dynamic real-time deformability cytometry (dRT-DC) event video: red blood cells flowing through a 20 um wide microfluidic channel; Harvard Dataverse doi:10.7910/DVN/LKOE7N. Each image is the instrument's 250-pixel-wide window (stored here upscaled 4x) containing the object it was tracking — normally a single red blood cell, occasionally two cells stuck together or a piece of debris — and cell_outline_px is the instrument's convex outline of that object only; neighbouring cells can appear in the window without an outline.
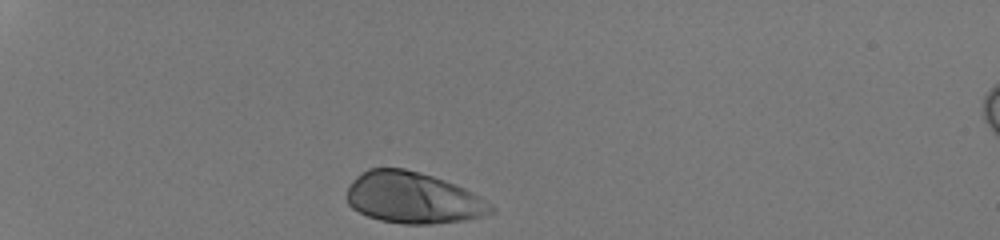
{"species": "human", "species_latin": "Homo sapiens", "temperature_condition": "room temperature", "stored_images_in_passage": 30, "camera_frame_rate_fps": 3000, "um_per_image_px": 0.085, "donor": {"sex": "male"}, "frame": {"image": 1, "passage_image": 1, "time_ms": 0.0, "image_size_px": [1000, 240], "cell_outline_px": [[496, 208], [492, 212], [484, 216], [464, 220], [428, 224], [404, 224], [380, 220], [368, 216], [352, 208], [348, 204], [348, 188], [352, 180], [356, 176], [368, 168], [404, 168], [420, 172], [444, 180], [464, 188], [472, 192], [492, 204]], "centroid_in_image_um": [35.11, 16.81], "position_along_channel_um": 49.9, "area_um2": 43.0}}
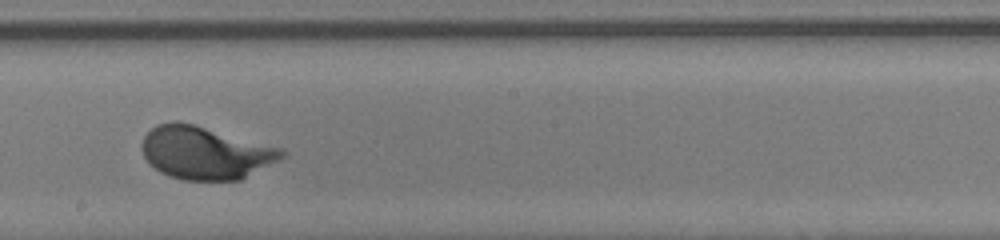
{"frame": {"image": 2, "passage_image": 18, "time_ms": 5.667, "image_size_px": [1000, 240], "cell_outline_px": [[288, 152], [280, 160], [240, 180], [184, 180], [168, 176], [160, 172], [148, 164], [144, 156], [140, 144], [144, 136], [156, 124], [172, 120], [176, 120], [192, 124], [284, 148]], "centroid_in_image_um": [17.44, 12.98], "position_along_channel_um": 230.8, "area_um2": 43.41}}
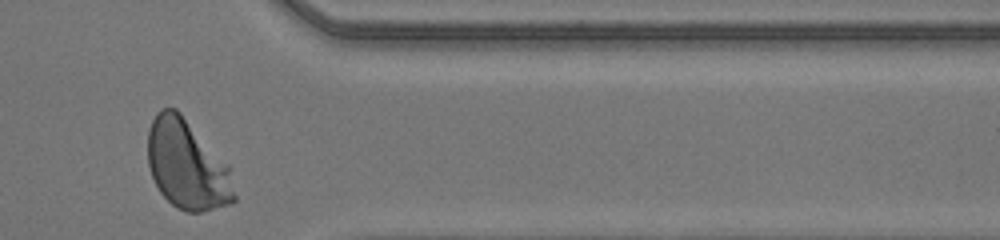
{"frame": {"image": 3, "passage_image": 30, "time_ms": 9.667, "image_size_px": [1000, 240], "cell_outline_px": [[236, 200], [232, 204], [200, 212], [188, 212], [176, 208], [160, 192], [152, 176], [148, 164], [148, 128], [156, 112], [160, 108], [176, 108], [180, 112], [228, 164], [236, 196]], "centroid_in_image_um": [15.9, 14.01], "position_along_channel_um": 395.5, "area_um2": 45.14}, "authors_computed_cell_mechanics": {"area_um2": 41.8472, "velocity_mm_per_s": 4.2168, "shape_relaxation_time_tau1_ms": 1.6549, "shape_relaxation_time_tau2_ms": null, "deformation_change_tau1": 0.1346, "deformation_change_tau2": null}}